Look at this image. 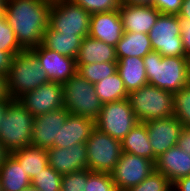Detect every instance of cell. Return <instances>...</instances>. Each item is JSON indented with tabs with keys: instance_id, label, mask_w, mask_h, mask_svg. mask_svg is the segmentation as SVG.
<instances>
[{
	"instance_id": "cell-11",
	"label": "cell",
	"mask_w": 190,
	"mask_h": 191,
	"mask_svg": "<svg viewBox=\"0 0 190 191\" xmlns=\"http://www.w3.org/2000/svg\"><path fill=\"white\" fill-rule=\"evenodd\" d=\"M155 170V163L137 155L122 152L110 173L118 191H127L141 183Z\"/></svg>"
},
{
	"instance_id": "cell-29",
	"label": "cell",
	"mask_w": 190,
	"mask_h": 191,
	"mask_svg": "<svg viewBox=\"0 0 190 191\" xmlns=\"http://www.w3.org/2000/svg\"><path fill=\"white\" fill-rule=\"evenodd\" d=\"M117 72V62L77 65V73L92 84H96Z\"/></svg>"
},
{
	"instance_id": "cell-19",
	"label": "cell",
	"mask_w": 190,
	"mask_h": 191,
	"mask_svg": "<svg viewBox=\"0 0 190 191\" xmlns=\"http://www.w3.org/2000/svg\"><path fill=\"white\" fill-rule=\"evenodd\" d=\"M155 170L162 173L171 183L190 176V153L174 146L157 157Z\"/></svg>"
},
{
	"instance_id": "cell-40",
	"label": "cell",
	"mask_w": 190,
	"mask_h": 191,
	"mask_svg": "<svg viewBox=\"0 0 190 191\" xmlns=\"http://www.w3.org/2000/svg\"><path fill=\"white\" fill-rule=\"evenodd\" d=\"M177 146L182 150L190 153V126L185 128V130L182 132L177 142Z\"/></svg>"
},
{
	"instance_id": "cell-25",
	"label": "cell",
	"mask_w": 190,
	"mask_h": 191,
	"mask_svg": "<svg viewBox=\"0 0 190 191\" xmlns=\"http://www.w3.org/2000/svg\"><path fill=\"white\" fill-rule=\"evenodd\" d=\"M115 50L117 59L124 57L143 58L153 51L149 35L134 32H124Z\"/></svg>"
},
{
	"instance_id": "cell-16",
	"label": "cell",
	"mask_w": 190,
	"mask_h": 191,
	"mask_svg": "<svg viewBox=\"0 0 190 191\" xmlns=\"http://www.w3.org/2000/svg\"><path fill=\"white\" fill-rule=\"evenodd\" d=\"M48 165L61 175L88 168L85 143H77L69 148L52 147L47 149Z\"/></svg>"
},
{
	"instance_id": "cell-27",
	"label": "cell",
	"mask_w": 190,
	"mask_h": 191,
	"mask_svg": "<svg viewBox=\"0 0 190 191\" xmlns=\"http://www.w3.org/2000/svg\"><path fill=\"white\" fill-rule=\"evenodd\" d=\"M23 166V170L32 179L48 165L47 150L29 145L10 153Z\"/></svg>"
},
{
	"instance_id": "cell-49",
	"label": "cell",
	"mask_w": 190,
	"mask_h": 191,
	"mask_svg": "<svg viewBox=\"0 0 190 191\" xmlns=\"http://www.w3.org/2000/svg\"><path fill=\"white\" fill-rule=\"evenodd\" d=\"M0 191H3L1 179H0Z\"/></svg>"
},
{
	"instance_id": "cell-31",
	"label": "cell",
	"mask_w": 190,
	"mask_h": 191,
	"mask_svg": "<svg viewBox=\"0 0 190 191\" xmlns=\"http://www.w3.org/2000/svg\"><path fill=\"white\" fill-rule=\"evenodd\" d=\"M174 116L183 124L190 126V83L178 92L173 93Z\"/></svg>"
},
{
	"instance_id": "cell-37",
	"label": "cell",
	"mask_w": 190,
	"mask_h": 191,
	"mask_svg": "<svg viewBox=\"0 0 190 191\" xmlns=\"http://www.w3.org/2000/svg\"><path fill=\"white\" fill-rule=\"evenodd\" d=\"M183 0H153V6L161 14L177 15Z\"/></svg>"
},
{
	"instance_id": "cell-36",
	"label": "cell",
	"mask_w": 190,
	"mask_h": 191,
	"mask_svg": "<svg viewBox=\"0 0 190 191\" xmlns=\"http://www.w3.org/2000/svg\"><path fill=\"white\" fill-rule=\"evenodd\" d=\"M91 173L87 168L62 175L61 191H84L87 178Z\"/></svg>"
},
{
	"instance_id": "cell-21",
	"label": "cell",
	"mask_w": 190,
	"mask_h": 191,
	"mask_svg": "<svg viewBox=\"0 0 190 191\" xmlns=\"http://www.w3.org/2000/svg\"><path fill=\"white\" fill-rule=\"evenodd\" d=\"M104 62H117L115 47L89 35L83 38L76 57L77 65Z\"/></svg>"
},
{
	"instance_id": "cell-43",
	"label": "cell",
	"mask_w": 190,
	"mask_h": 191,
	"mask_svg": "<svg viewBox=\"0 0 190 191\" xmlns=\"http://www.w3.org/2000/svg\"><path fill=\"white\" fill-rule=\"evenodd\" d=\"M177 16L181 20H189L190 21V0H183L182 1V6L177 14Z\"/></svg>"
},
{
	"instance_id": "cell-30",
	"label": "cell",
	"mask_w": 190,
	"mask_h": 191,
	"mask_svg": "<svg viewBox=\"0 0 190 191\" xmlns=\"http://www.w3.org/2000/svg\"><path fill=\"white\" fill-rule=\"evenodd\" d=\"M62 175L47 165L31 179V186L40 191H61Z\"/></svg>"
},
{
	"instance_id": "cell-9",
	"label": "cell",
	"mask_w": 190,
	"mask_h": 191,
	"mask_svg": "<svg viewBox=\"0 0 190 191\" xmlns=\"http://www.w3.org/2000/svg\"><path fill=\"white\" fill-rule=\"evenodd\" d=\"M180 21L177 15H159L148 33L153 51L158 52L162 57H186Z\"/></svg>"
},
{
	"instance_id": "cell-47",
	"label": "cell",
	"mask_w": 190,
	"mask_h": 191,
	"mask_svg": "<svg viewBox=\"0 0 190 191\" xmlns=\"http://www.w3.org/2000/svg\"><path fill=\"white\" fill-rule=\"evenodd\" d=\"M7 0H0V15H4Z\"/></svg>"
},
{
	"instance_id": "cell-6",
	"label": "cell",
	"mask_w": 190,
	"mask_h": 191,
	"mask_svg": "<svg viewBox=\"0 0 190 191\" xmlns=\"http://www.w3.org/2000/svg\"><path fill=\"white\" fill-rule=\"evenodd\" d=\"M64 108L70 113L95 121L100 114L102 103L94 84L78 73L63 83Z\"/></svg>"
},
{
	"instance_id": "cell-1",
	"label": "cell",
	"mask_w": 190,
	"mask_h": 191,
	"mask_svg": "<svg viewBox=\"0 0 190 191\" xmlns=\"http://www.w3.org/2000/svg\"><path fill=\"white\" fill-rule=\"evenodd\" d=\"M52 0H7L4 15L23 50L42 44Z\"/></svg>"
},
{
	"instance_id": "cell-17",
	"label": "cell",
	"mask_w": 190,
	"mask_h": 191,
	"mask_svg": "<svg viewBox=\"0 0 190 191\" xmlns=\"http://www.w3.org/2000/svg\"><path fill=\"white\" fill-rule=\"evenodd\" d=\"M119 14L124 32L148 34L161 13L154 6L130 5L121 2Z\"/></svg>"
},
{
	"instance_id": "cell-3",
	"label": "cell",
	"mask_w": 190,
	"mask_h": 191,
	"mask_svg": "<svg viewBox=\"0 0 190 191\" xmlns=\"http://www.w3.org/2000/svg\"><path fill=\"white\" fill-rule=\"evenodd\" d=\"M49 82L46 73L31 50H23L13 57L12 66L7 75L9 97L18 99L28 91L35 90Z\"/></svg>"
},
{
	"instance_id": "cell-39",
	"label": "cell",
	"mask_w": 190,
	"mask_h": 191,
	"mask_svg": "<svg viewBox=\"0 0 190 191\" xmlns=\"http://www.w3.org/2000/svg\"><path fill=\"white\" fill-rule=\"evenodd\" d=\"M19 52L0 51V74L8 75L12 66L13 57Z\"/></svg>"
},
{
	"instance_id": "cell-46",
	"label": "cell",
	"mask_w": 190,
	"mask_h": 191,
	"mask_svg": "<svg viewBox=\"0 0 190 191\" xmlns=\"http://www.w3.org/2000/svg\"><path fill=\"white\" fill-rule=\"evenodd\" d=\"M10 155V152L3 146L0 142V166L6 160V158Z\"/></svg>"
},
{
	"instance_id": "cell-13",
	"label": "cell",
	"mask_w": 190,
	"mask_h": 191,
	"mask_svg": "<svg viewBox=\"0 0 190 191\" xmlns=\"http://www.w3.org/2000/svg\"><path fill=\"white\" fill-rule=\"evenodd\" d=\"M145 124L156 158L168 149L177 146V142L185 130L183 124L175 116L146 121Z\"/></svg>"
},
{
	"instance_id": "cell-12",
	"label": "cell",
	"mask_w": 190,
	"mask_h": 191,
	"mask_svg": "<svg viewBox=\"0 0 190 191\" xmlns=\"http://www.w3.org/2000/svg\"><path fill=\"white\" fill-rule=\"evenodd\" d=\"M34 117L64 107L63 84L49 81L18 98Z\"/></svg>"
},
{
	"instance_id": "cell-38",
	"label": "cell",
	"mask_w": 190,
	"mask_h": 191,
	"mask_svg": "<svg viewBox=\"0 0 190 191\" xmlns=\"http://www.w3.org/2000/svg\"><path fill=\"white\" fill-rule=\"evenodd\" d=\"M181 36L183 41V47L185 50V55L190 59V21L181 20Z\"/></svg>"
},
{
	"instance_id": "cell-4",
	"label": "cell",
	"mask_w": 190,
	"mask_h": 191,
	"mask_svg": "<svg viewBox=\"0 0 190 191\" xmlns=\"http://www.w3.org/2000/svg\"><path fill=\"white\" fill-rule=\"evenodd\" d=\"M34 116L12 99L0 122V142L11 153L31 145Z\"/></svg>"
},
{
	"instance_id": "cell-18",
	"label": "cell",
	"mask_w": 190,
	"mask_h": 191,
	"mask_svg": "<svg viewBox=\"0 0 190 191\" xmlns=\"http://www.w3.org/2000/svg\"><path fill=\"white\" fill-rule=\"evenodd\" d=\"M123 34L119 10L91 14L90 37L116 47Z\"/></svg>"
},
{
	"instance_id": "cell-14",
	"label": "cell",
	"mask_w": 190,
	"mask_h": 191,
	"mask_svg": "<svg viewBox=\"0 0 190 191\" xmlns=\"http://www.w3.org/2000/svg\"><path fill=\"white\" fill-rule=\"evenodd\" d=\"M49 81L64 83L77 73L76 59L61 55L42 44L31 49Z\"/></svg>"
},
{
	"instance_id": "cell-42",
	"label": "cell",
	"mask_w": 190,
	"mask_h": 191,
	"mask_svg": "<svg viewBox=\"0 0 190 191\" xmlns=\"http://www.w3.org/2000/svg\"><path fill=\"white\" fill-rule=\"evenodd\" d=\"M0 100H12L7 89V76L0 74Z\"/></svg>"
},
{
	"instance_id": "cell-45",
	"label": "cell",
	"mask_w": 190,
	"mask_h": 191,
	"mask_svg": "<svg viewBox=\"0 0 190 191\" xmlns=\"http://www.w3.org/2000/svg\"><path fill=\"white\" fill-rule=\"evenodd\" d=\"M11 100H0V122L2 121Z\"/></svg>"
},
{
	"instance_id": "cell-28",
	"label": "cell",
	"mask_w": 190,
	"mask_h": 191,
	"mask_svg": "<svg viewBox=\"0 0 190 191\" xmlns=\"http://www.w3.org/2000/svg\"><path fill=\"white\" fill-rule=\"evenodd\" d=\"M94 88L102 104L127 99L129 94L118 72L94 84Z\"/></svg>"
},
{
	"instance_id": "cell-34",
	"label": "cell",
	"mask_w": 190,
	"mask_h": 191,
	"mask_svg": "<svg viewBox=\"0 0 190 191\" xmlns=\"http://www.w3.org/2000/svg\"><path fill=\"white\" fill-rule=\"evenodd\" d=\"M84 191H118L110 173L92 172L86 181Z\"/></svg>"
},
{
	"instance_id": "cell-7",
	"label": "cell",
	"mask_w": 190,
	"mask_h": 191,
	"mask_svg": "<svg viewBox=\"0 0 190 191\" xmlns=\"http://www.w3.org/2000/svg\"><path fill=\"white\" fill-rule=\"evenodd\" d=\"M90 18L88 11L70 0H52L48 28L83 39L89 35Z\"/></svg>"
},
{
	"instance_id": "cell-22",
	"label": "cell",
	"mask_w": 190,
	"mask_h": 191,
	"mask_svg": "<svg viewBox=\"0 0 190 191\" xmlns=\"http://www.w3.org/2000/svg\"><path fill=\"white\" fill-rule=\"evenodd\" d=\"M117 72L128 93L148 84L143 58L124 57L117 59Z\"/></svg>"
},
{
	"instance_id": "cell-15",
	"label": "cell",
	"mask_w": 190,
	"mask_h": 191,
	"mask_svg": "<svg viewBox=\"0 0 190 191\" xmlns=\"http://www.w3.org/2000/svg\"><path fill=\"white\" fill-rule=\"evenodd\" d=\"M69 113L66 108L62 107L46 114L35 116L31 145L46 150L54 147V140L58 139L60 127L64 125Z\"/></svg>"
},
{
	"instance_id": "cell-35",
	"label": "cell",
	"mask_w": 190,
	"mask_h": 191,
	"mask_svg": "<svg viewBox=\"0 0 190 191\" xmlns=\"http://www.w3.org/2000/svg\"><path fill=\"white\" fill-rule=\"evenodd\" d=\"M90 14L119 10L122 0H70Z\"/></svg>"
},
{
	"instance_id": "cell-23",
	"label": "cell",
	"mask_w": 190,
	"mask_h": 191,
	"mask_svg": "<svg viewBox=\"0 0 190 191\" xmlns=\"http://www.w3.org/2000/svg\"><path fill=\"white\" fill-rule=\"evenodd\" d=\"M122 152L137 155L156 162L151 143L149 142L147 126L144 122L137 123L121 140Z\"/></svg>"
},
{
	"instance_id": "cell-2",
	"label": "cell",
	"mask_w": 190,
	"mask_h": 191,
	"mask_svg": "<svg viewBox=\"0 0 190 191\" xmlns=\"http://www.w3.org/2000/svg\"><path fill=\"white\" fill-rule=\"evenodd\" d=\"M143 62L149 85L175 93L190 83L188 57H162L152 51L143 57Z\"/></svg>"
},
{
	"instance_id": "cell-32",
	"label": "cell",
	"mask_w": 190,
	"mask_h": 191,
	"mask_svg": "<svg viewBox=\"0 0 190 191\" xmlns=\"http://www.w3.org/2000/svg\"><path fill=\"white\" fill-rule=\"evenodd\" d=\"M172 183L162 174L154 170L141 183L127 191H170Z\"/></svg>"
},
{
	"instance_id": "cell-26",
	"label": "cell",
	"mask_w": 190,
	"mask_h": 191,
	"mask_svg": "<svg viewBox=\"0 0 190 191\" xmlns=\"http://www.w3.org/2000/svg\"><path fill=\"white\" fill-rule=\"evenodd\" d=\"M82 38L74 34H62L49 28L43 34L42 45L61 55L76 59Z\"/></svg>"
},
{
	"instance_id": "cell-20",
	"label": "cell",
	"mask_w": 190,
	"mask_h": 191,
	"mask_svg": "<svg viewBox=\"0 0 190 191\" xmlns=\"http://www.w3.org/2000/svg\"><path fill=\"white\" fill-rule=\"evenodd\" d=\"M94 128L92 119L69 113L64 125L60 127L58 139L54 140V147L69 148L77 143H86Z\"/></svg>"
},
{
	"instance_id": "cell-44",
	"label": "cell",
	"mask_w": 190,
	"mask_h": 191,
	"mask_svg": "<svg viewBox=\"0 0 190 191\" xmlns=\"http://www.w3.org/2000/svg\"><path fill=\"white\" fill-rule=\"evenodd\" d=\"M122 3L130 5L153 6V0H122Z\"/></svg>"
},
{
	"instance_id": "cell-10",
	"label": "cell",
	"mask_w": 190,
	"mask_h": 191,
	"mask_svg": "<svg viewBox=\"0 0 190 191\" xmlns=\"http://www.w3.org/2000/svg\"><path fill=\"white\" fill-rule=\"evenodd\" d=\"M139 123L128 99L102 104L100 114L94 121L95 128L122 140Z\"/></svg>"
},
{
	"instance_id": "cell-41",
	"label": "cell",
	"mask_w": 190,
	"mask_h": 191,
	"mask_svg": "<svg viewBox=\"0 0 190 191\" xmlns=\"http://www.w3.org/2000/svg\"><path fill=\"white\" fill-rule=\"evenodd\" d=\"M174 191H190V176L182 177L172 183Z\"/></svg>"
},
{
	"instance_id": "cell-24",
	"label": "cell",
	"mask_w": 190,
	"mask_h": 191,
	"mask_svg": "<svg viewBox=\"0 0 190 191\" xmlns=\"http://www.w3.org/2000/svg\"><path fill=\"white\" fill-rule=\"evenodd\" d=\"M3 191H24L31 187V179L23 166L10 154L0 166Z\"/></svg>"
},
{
	"instance_id": "cell-5",
	"label": "cell",
	"mask_w": 190,
	"mask_h": 191,
	"mask_svg": "<svg viewBox=\"0 0 190 191\" xmlns=\"http://www.w3.org/2000/svg\"><path fill=\"white\" fill-rule=\"evenodd\" d=\"M128 101L139 122L174 116L173 93L145 85L129 92Z\"/></svg>"
},
{
	"instance_id": "cell-48",
	"label": "cell",
	"mask_w": 190,
	"mask_h": 191,
	"mask_svg": "<svg viewBox=\"0 0 190 191\" xmlns=\"http://www.w3.org/2000/svg\"><path fill=\"white\" fill-rule=\"evenodd\" d=\"M24 191H40V190H37L36 188H33L32 186L27 188L26 190Z\"/></svg>"
},
{
	"instance_id": "cell-8",
	"label": "cell",
	"mask_w": 190,
	"mask_h": 191,
	"mask_svg": "<svg viewBox=\"0 0 190 191\" xmlns=\"http://www.w3.org/2000/svg\"><path fill=\"white\" fill-rule=\"evenodd\" d=\"M88 169L111 173L122 154L121 141L94 128L87 139Z\"/></svg>"
},
{
	"instance_id": "cell-33",
	"label": "cell",
	"mask_w": 190,
	"mask_h": 191,
	"mask_svg": "<svg viewBox=\"0 0 190 191\" xmlns=\"http://www.w3.org/2000/svg\"><path fill=\"white\" fill-rule=\"evenodd\" d=\"M0 51L22 52L23 49L17 42L14 30L8 24L5 15H0Z\"/></svg>"
}]
</instances>
